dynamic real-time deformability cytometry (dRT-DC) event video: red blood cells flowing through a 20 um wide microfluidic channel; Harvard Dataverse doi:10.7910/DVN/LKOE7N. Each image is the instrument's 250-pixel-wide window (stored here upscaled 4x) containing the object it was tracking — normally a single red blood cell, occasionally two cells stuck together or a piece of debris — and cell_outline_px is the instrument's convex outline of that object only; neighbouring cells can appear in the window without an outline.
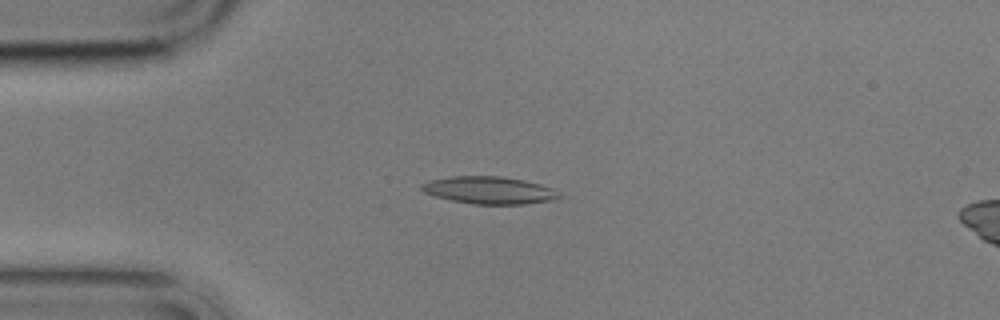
{"species": "common noctule bat (a hibernating species)", "species_latin": "Nyctalus noctula", "temperature_condition": "cold", "stored_images_in_passage": 9, "camera_frame_rate_fps": 3000, "um_per_image_px": 0.085, "animal": {"sex": "male", "body_mass_g": 17.9}, "frame": {"image": 1, "passage_image": 4, "time_ms": 3.667, "image_size_px": [1000, 320], "cell_outline_px": [[564, 196], [552, 200], [524, 204], [472, 204], [452, 200], [436, 196], [424, 192], [420, 188], [420, 184], [428, 180], [452, 176], [500, 176], [524, 180], [540, 184], [552, 188]], "centroid_in_image_um": [41.58, 16.16], "position_along_channel_um": 43.4, "area_um2": 21.96}}
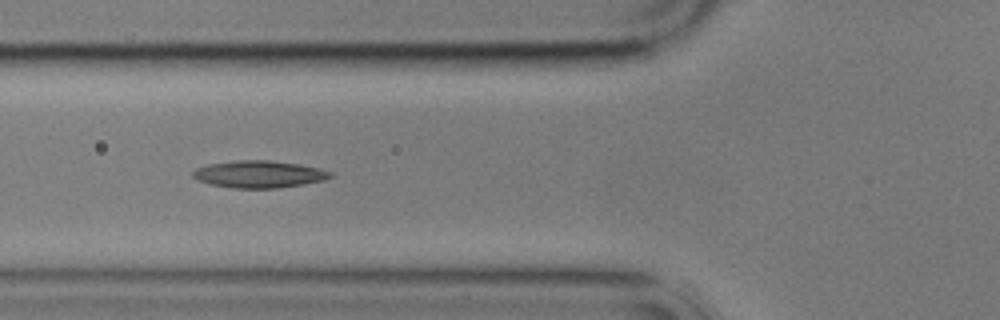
{"frame": {"image": 2, "passage_image": 6, "time_ms": 6.0, "image_size_px": [1000, 320], "cell_outline_px": [[332, 176], [324, 180], [304, 184], [276, 188], [236, 188], [212, 184], [196, 180], [192, 176], [192, 172], [196, 168], [208, 164], [240, 160], [268, 160], [300, 164], [320, 168], [332, 172]], "centroid_in_image_um": [22.03, 14.8], "position_along_channel_um": 103.8, "area_um2": 21.68}}
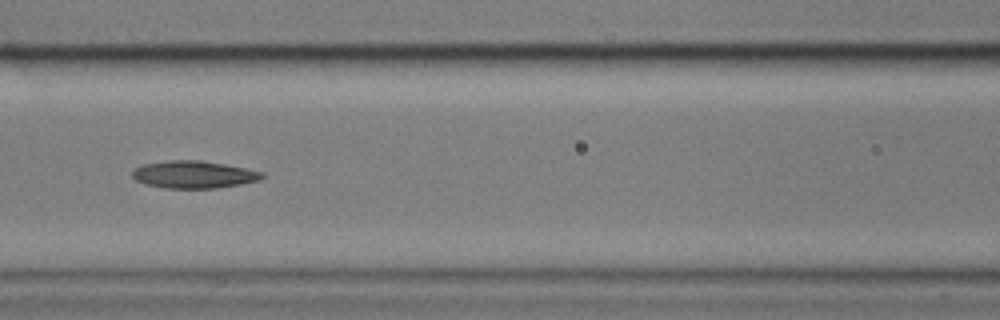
{"frame": {"image": 3, "passage_image": 7, "time_ms": 7.333, "image_size_px": [1000, 320], "cell_outline_px": [[264, 176], [260, 180], [240, 184], [216, 188], [164, 188], [148, 184], [136, 180], [132, 176], [132, 172], [140, 164], [168, 160], [200, 160], [224, 164], [264, 172]], "centroid_in_image_um": [16.46, 14.83], "position_along_channel_um": 150.1, "area_um2": 20.63}}